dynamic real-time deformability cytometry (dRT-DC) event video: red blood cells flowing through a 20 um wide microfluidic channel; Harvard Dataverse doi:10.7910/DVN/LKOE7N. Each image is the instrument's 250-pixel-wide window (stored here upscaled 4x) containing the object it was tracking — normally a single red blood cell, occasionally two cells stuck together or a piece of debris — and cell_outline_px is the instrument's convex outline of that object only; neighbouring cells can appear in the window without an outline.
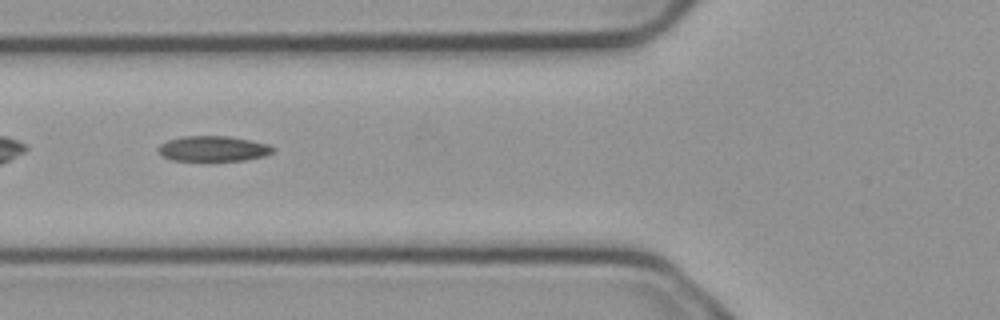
{"species": "common noctule bat (a hibernating species)", "species_latin": "Nyctalus noctula", "temperature_condition": "cold", "stored_images_in_passage": 6, "camera_frame_rate_fps": 3000, "um_per_image_px": 0.085, "animal": {"sex": "male", "body_mass_g": 23.1, "forearm_length_mm": 52.7}, "frame": {"image": 1, "passage_image": 6, "time_ms": 1.667, "image_size_px": [1000, 320], "cell_outline_px": [[276, 148], [272, 152], [264, 156], [244, 160], [172, 160], [164, 156], [160, 152], [160, 144], [168, 140], [184, 136], [228, 136], [268, 144]], "centroid_in_image_um": [18.15, 12.63], "position_along_channel_um": 107.6, "area_um2": 16.59}}